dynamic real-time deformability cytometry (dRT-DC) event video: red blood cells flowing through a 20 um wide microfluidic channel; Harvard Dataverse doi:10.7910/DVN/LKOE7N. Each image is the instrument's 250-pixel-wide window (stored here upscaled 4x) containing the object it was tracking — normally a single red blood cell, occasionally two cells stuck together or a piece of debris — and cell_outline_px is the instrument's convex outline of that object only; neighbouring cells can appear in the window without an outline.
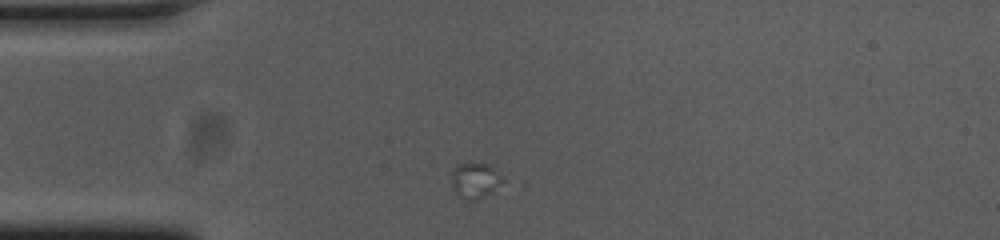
{"species": "common noctule bat (a hibernating species)", "species_latin": "Nyctalus noctula", "temperature_condition": "cold", "stored_images_in_passage": 3, "camera_frame_rate_fps": 3000, "um_per_image_px": 0.085, "animal": {"sex": "female", "body_mass_g": 23.0, "forearm_length_mm": 53.4}, "frame": {"image": 1, "passage_image": 1, "time_ms": 0.0, "image_size_px": [1000, 240], "cell_outline_px": [[504, 180], [488, 192], [476, 200], [468, 200], [460, 196], [452, 188], [452, 168], [456, 164], [488, 164]], "centroid_in_image_um": [40.3, 15.32], "position_along_channel_um": 44.7, "area_um2": 10.0}}